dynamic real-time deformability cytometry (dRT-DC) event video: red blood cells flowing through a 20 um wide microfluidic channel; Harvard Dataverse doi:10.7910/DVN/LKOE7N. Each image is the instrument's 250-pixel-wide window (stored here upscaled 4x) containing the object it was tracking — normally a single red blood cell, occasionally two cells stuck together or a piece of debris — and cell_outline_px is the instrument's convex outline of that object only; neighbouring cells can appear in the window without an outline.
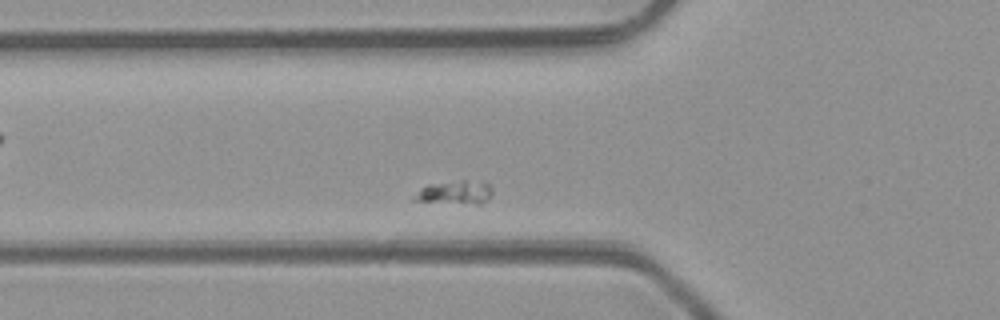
{"species": "common noctule bat (a hibernating species)", "species_latin": "Nyctalus noctula", "temperature_condition": "room temperature", "stored_images_in_passage": 5, "camera_frame_rate_fps": 3000, "um_per_image_px": 0.085, "animal": {"sex": "male", "body_mass_g": 23.1, "forearm_length_mm": 52.7}, "frame": {"image": 1, "passage_image": 5, "time_ms": 5.333, "image_size_px": [1000, 320], "cell_outline_px": [[492, 192], [488, 200], [480, 204], [476, 204], [412, 200], [412, 196], [420, 188], [428, 184], [460, 180], [488, 180], [492, 188]], "centroid_in_image_um": [38.74, 16.32], "position_along_channel_um": 87.1, "area_um2": 10.98}}